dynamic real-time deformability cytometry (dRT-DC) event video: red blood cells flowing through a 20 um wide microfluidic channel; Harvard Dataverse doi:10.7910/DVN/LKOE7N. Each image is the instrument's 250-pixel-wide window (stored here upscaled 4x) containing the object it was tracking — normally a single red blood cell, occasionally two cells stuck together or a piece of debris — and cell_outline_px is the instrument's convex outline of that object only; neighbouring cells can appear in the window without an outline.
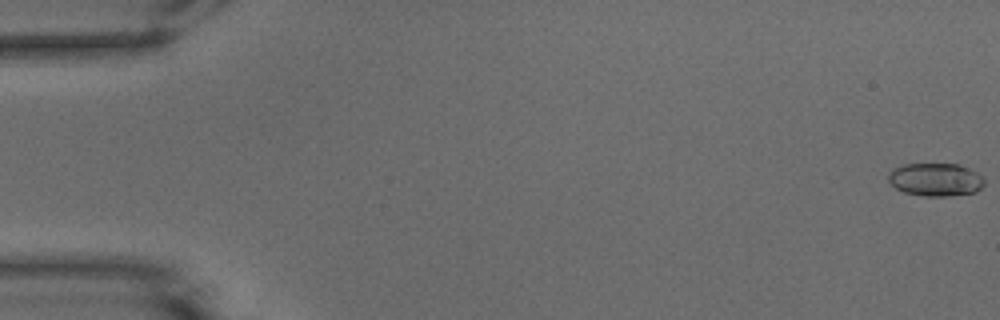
{"species": "common noctule bat (a hibernating species)", "species_latin": "Nyctalus noctula", "temperature_condition": "warm", "stored_images_in_passage": 53, "camera_frame_rate_fps": 3000, "um_per_image_px": 0.085, "animal": {"sex": "male", "body_mass_g": 15.6}, "frame": {"image": 1, "passage_image": 1, "time_ms": 0.0, "image_size_px": [1000, 320], "cell_outline_px": [[984, 184], [976, 192], [948, 196], [924, 196], [904, 192], [896, 188], [888, 180], [888, 172], [892, 168], [904, 164], [956, 164], [976, 172], [984, 180]], "centroid_in_image_um": [79.48, 15.27], "position_along_channel_um": 5.5, "area_um2": 18.38}}
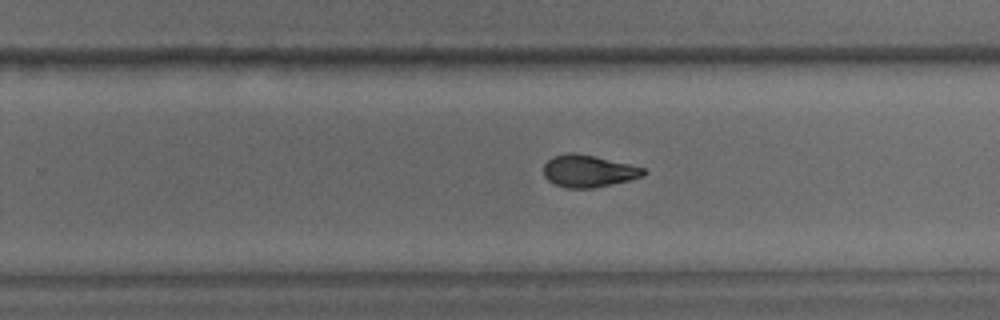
{"frame": {"image": 2, "passage_image": 34, "time_ms": 11.0, "image_size_px": [1000, 320], "cell_outline_px": [[648, 172], [644, 176], [628, 180], [592, 188], [564, 188], [548, 180], [544, 176], [544, 164], [552, 156], [568, 152], [572, 152], [592, 156], [628, 164], [644, 168]], "centroid_in_image_um": [49.99, 14.54], "position_along_channel_um": 279.8, "area_um2": 18.5}}
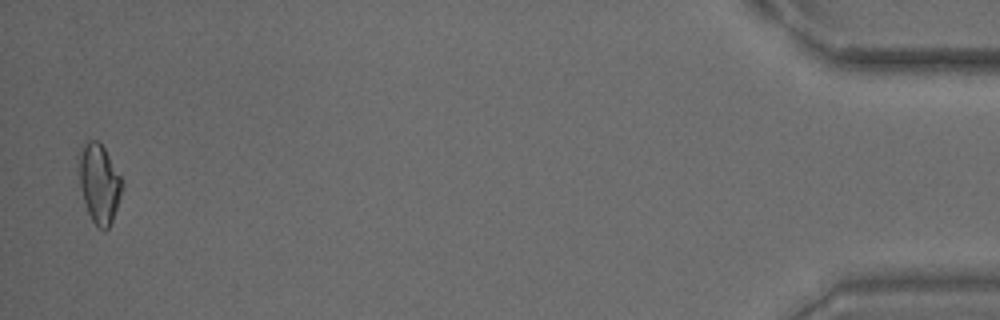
{"frame": {"image": 3, "passage_image": 52, "time_ms": 17.0, "image_size_px": [1000, 320], "cell_outline_px": [[124, 184], [112, 220], [108, 228], [100, 228], [92, 220], [84, 204], [80, 188], [76, 156], [80, 148], [88, 140], [96, 140], [104, 148], [120, 176]], "centroid_in_image_um": [8.38, 15.54], "position_along_channel_um": 426.8, "area_um2": 19.94}, "authors_computed_cell_mechanics": {"area_um2": 18.785, "velocity_mm_per_s": 3.9078, "shape_relaxation_time_tau1_ms": 5.2566, "shape_relaxation_time_tau2_ms": 2.4675, "deformation_change_tau1": 0.1891, "deformation_change_tau2": 0.0916}}